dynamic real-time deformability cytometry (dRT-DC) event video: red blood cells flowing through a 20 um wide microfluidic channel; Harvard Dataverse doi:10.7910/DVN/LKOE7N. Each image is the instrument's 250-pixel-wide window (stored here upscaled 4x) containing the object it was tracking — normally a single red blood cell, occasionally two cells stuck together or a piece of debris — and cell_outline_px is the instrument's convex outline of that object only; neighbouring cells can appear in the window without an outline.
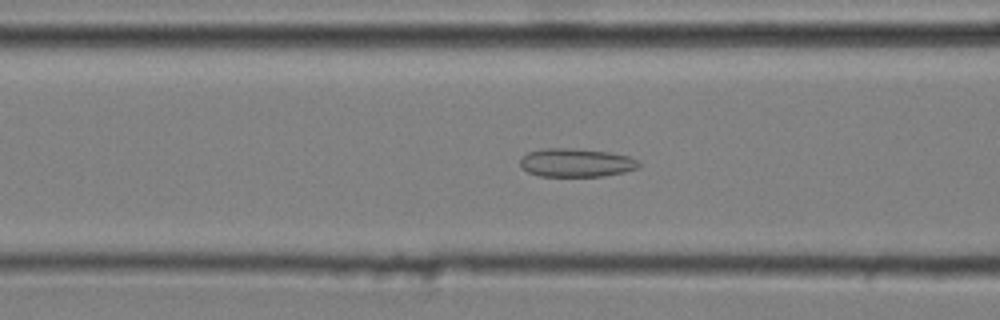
{"species": "common noctule bat (a hibernating species)", "species_latin": "Nyctalus noctula", "temperature_condition": "cold", "stored_images_in_passage": 51, "camera_frame_rate_fps": 3000, "um_per_image_px": 0.085, "animal": {"sex": "male", "body_mass_g": 20.4}, "frame": {"image": 1, "passage_image": 20, "time_ms": 6.333, "image_size_px": [1000, 320], "cell_outline_px": [[640, 168], [624, 172], [604, 176], [540, 176], [528, 172], [520, 168], [520, 160], [528, 152], [544, 148], [572, 148], [608, 152], [628, 156], [640, 160]], "centroid_in_image_um": [48.99, 13.83], "position_along_channel_um": 117.6, "area_um2": 19.83}}
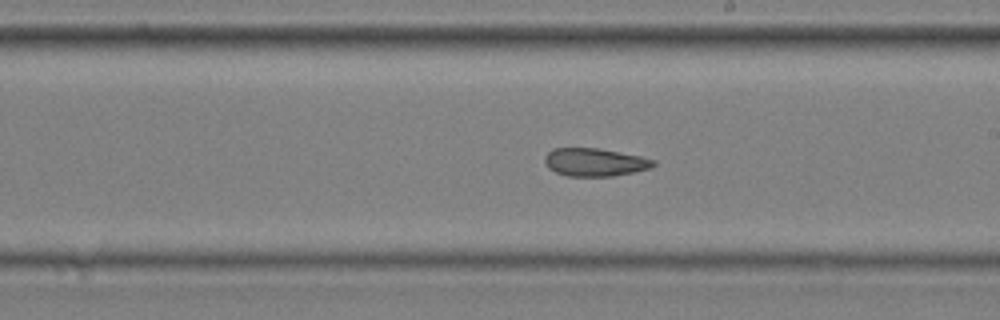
{"frame": {"image": 2, "passage_image": 30, "time_ms": 9.667, "image_size_px": [1000, 320], "cell_outline_px": [[656, 164], [652, 168], [612, 176], [568, 176], [556, 172], [548, 168], [544, 160], [544, 156], [552, 148], [600, 148], [640, 156], [656, 160]], "centroid_in_image_um": [50.56, 13.78], "position_along_channel_um": 238.4, "area_um2": 17.8}}
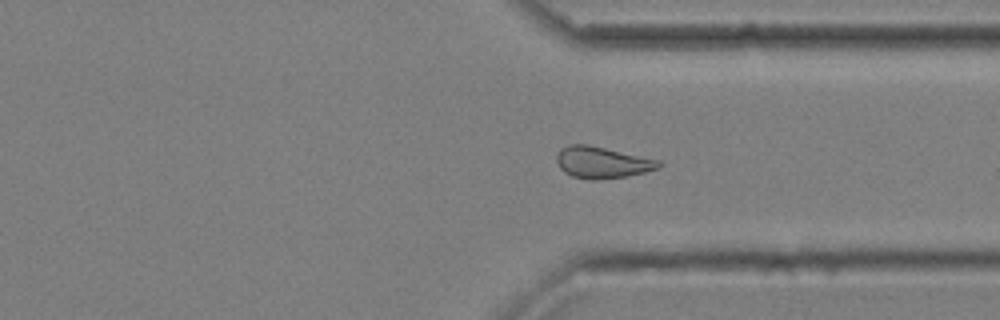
{"frame": {"image": 3, "passage_image": 40, "time_ms": 13.0, "image_size_px": [1000, 320], "cell_outline_px": [[664, 164], [660, 168], [628, 176], [596, 180], [588, 180], [572, 176], [564, 172], [560, 168], [556, 160], [556, 156], [560, 148], [568, 144], [588, 144], [660, 160]], "centroid_in_image_um": [51.18, 13.8], "position_along_channel_um": 360.2, "area_um2": 19.02}, "authors_computed_cell_mechanics": {"area_um2": 19.074, "velocity_mm_per_s": 3.6304, "shape_relaxation_time_tau1_ms": null, "shape_relaxation_time_tau2_ms": 3.8651, "deformation_change_tau1": null, "deformation_change_tau2": 0.1083}}